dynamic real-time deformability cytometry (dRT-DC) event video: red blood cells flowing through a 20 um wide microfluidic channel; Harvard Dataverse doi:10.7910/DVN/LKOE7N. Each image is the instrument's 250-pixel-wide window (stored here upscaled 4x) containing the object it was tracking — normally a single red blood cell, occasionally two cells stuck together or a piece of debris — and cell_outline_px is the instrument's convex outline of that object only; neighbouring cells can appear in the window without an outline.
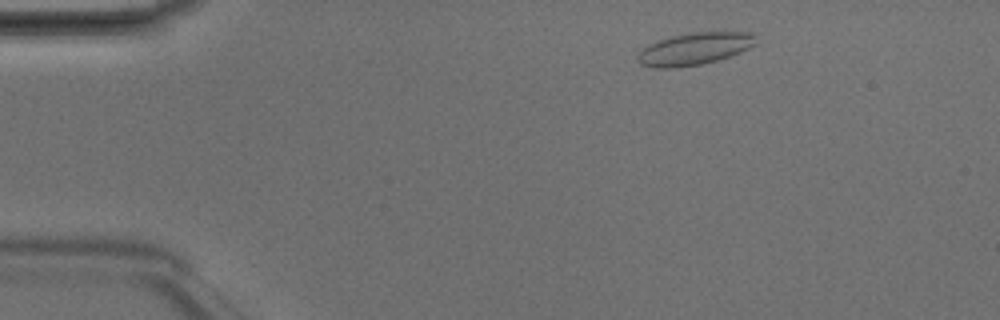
{"species": "Egyptian fruit bat (a non-hibernating species)", "species_latin": "Rousettus aegyptiacus", "temperature_condition": "room temperature", "stored_images_in_passage": 45, "camera_frame_rate_fps": 3000, "um_per_image_px": 0.085, "animal": {"sex": "male"}, "frame": {"image": 1, "passage_image": 4, "time_ms": 1.0, "image_size_px": [1000, 320], "cell_outline_px": [[756, 44], [740, 52], [716, 60], [700, 64], [672, 68], [652, 68], [640, 64], [636, 56], [648, 44], [672, 36], [692, 32], [752, 32], [756, 36]], "centroid_in_image_um": [59.02, 4.14], "position_along_channel_um": 26.0, "area_um2": 22.02}}
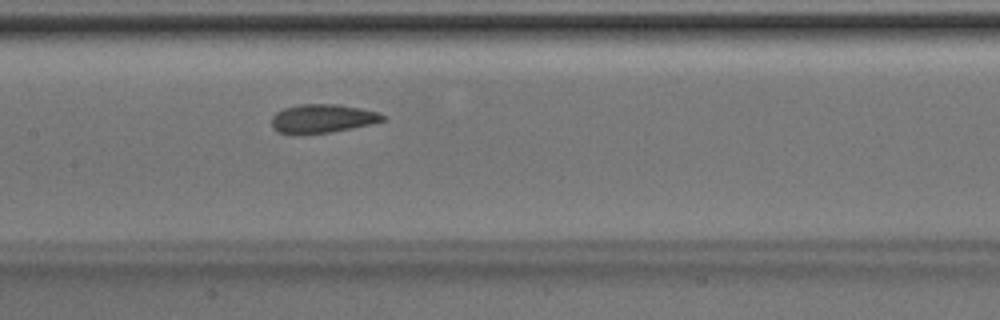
{"frame": {"image": 2, "passage_image": 20, "time_ms": 6.333, "image_size_px": [1000, 320], "cell_outline_px": [[388, 120], [372, 124], [332, 132], [300, 136], [292, 136], [276, 132], [272, 128], [272, 116], [276, 112], [284, 108], [300, 104], [336, 104], [360, 108], [380, 112], [388, 116]], "centroid_in_image_um": [27.41, 10.11], "position_along_channel_um": 180.0, "area_um2": 19.36}}
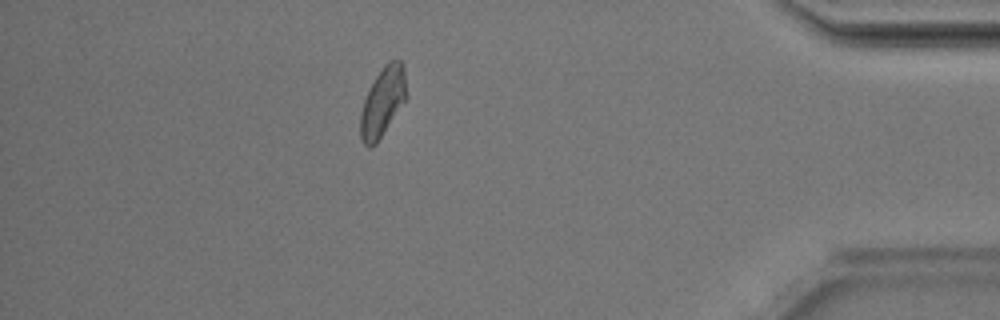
{"frame": {"image": 3, "passage_image": 39, "time_ms": 12.667, "image_size_px": [1000, 320], "cell_outline_px": [[408, 96], [376, 144], [372, 148], [368, 148], [360, 140], [360, 112], [364, 100], [376, 76], [384, 64], [388, 60], [400, 60], [404, 64]], "centroid_in_image_um": [32.54, 8.66], "position_along_channel_um": 402.7, "area_um2": 18.73}, "authors_computed_cell_mechanics": {"area_um2": 18.8428, "velocity_mm_per_s": 4.1724, "shape_relaxation_time_tau1_ms": 4.6674, "shape_relaxation_time_tau2_ms": 1.3688, "deformation_change_tau1": 0.0925, "deformation_change_tau2": 0.0689}}